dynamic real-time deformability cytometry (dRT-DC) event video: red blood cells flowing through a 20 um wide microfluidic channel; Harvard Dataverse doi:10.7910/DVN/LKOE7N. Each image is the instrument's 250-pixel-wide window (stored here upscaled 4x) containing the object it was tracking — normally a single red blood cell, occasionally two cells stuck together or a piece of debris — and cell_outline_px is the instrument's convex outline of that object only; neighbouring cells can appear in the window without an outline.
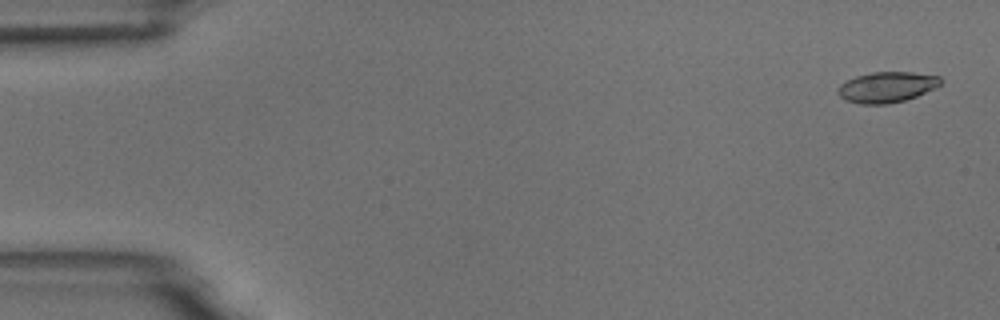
{"species": "common noctule bat (a hibernating species)", "species_latin": "Nyctalus noctula", "temperature_condition": "room temperature", "stored_images_in_passage": 4, "camera_frame_rate_fps": 3000, "um_per_image_px": 0.085, "animal": {"sex": "male", "body_mass_g": 18.8}, "frame": {"image": 1, "passage_image": 1, "time_ms": 0.0, "image_size_px": [1000, 320], "cell_outline_px": [[944, 80], [936, 88], [916, 96], [904, 100], [888, 104], [860, 104], [844, 100], [836, 92], [836, 88], [840, 84], [856, 76], [872, 72], [912, 72], [940, 76]], "centroid_in_image_um": [75.37, 7.4], "position_along_channel_um": 9.6, "area_um2": 18.5}}